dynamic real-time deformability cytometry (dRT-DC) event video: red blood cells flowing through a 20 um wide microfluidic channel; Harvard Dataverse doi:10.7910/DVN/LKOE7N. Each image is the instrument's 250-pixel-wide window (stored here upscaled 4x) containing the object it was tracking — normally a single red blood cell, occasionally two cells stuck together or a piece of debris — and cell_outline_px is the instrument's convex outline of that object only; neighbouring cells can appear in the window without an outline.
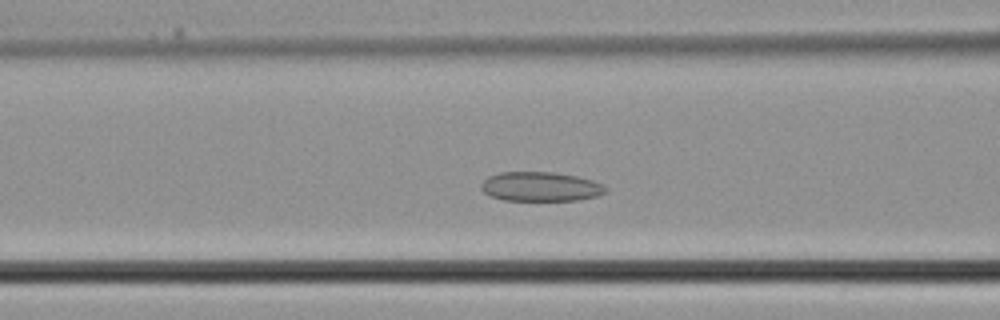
{"species": "common noctule bat (a hibernating species)", "species_latin": "Nyctalus noctula", "temperature_condition": "cold", "stored_images_in_passage": 34, "camera_frame_rate_fps": 3000, "um_per_image_px": 0.085, "animal": {"sex": "male", "body_mass_g": 21.5, "forearm_length_mm": 52.0}, "frame": {"image": 1, "passage_image": 11, "time_ms": 3.333, "image_size_px": [1000, 320], "cell_outline_px": [[608, 192], [596, 196], [576, 200], [504, 200], [492, 196], [484, 192], [480, 188], [480, 184], [488, 176], [500, 172], [556, 172], [576, 176], [592, 180], [604, 184], [608, 188]], "centroid_in_image_um": [45.97, 15.85], "position_along_channel_um": 120.6, "area_um2": 21.39}}
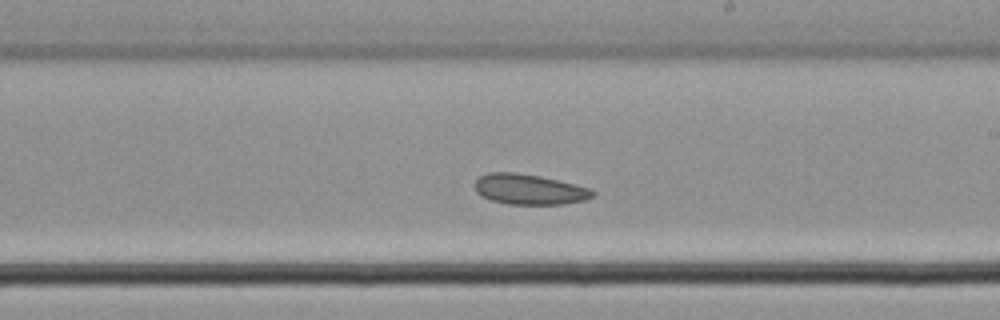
{"frame": {"image": 2, "passage_image": 18, "time_ms": 5.667, "image_size_px": [1000, 320], "cell_outline_px": [[596, 196], [584, 200], [560, 204], [508, 204], [492, 200], [480, 196], [476, 192], [476, 180], [480, 176], [488, 172], [516, 172], [540, 176], [588, 188], [596, 192]], "centroid_in_image_um": [44.97, 16.09], "position_along_channel_um": 244.0, "area_um2": 20.69}}
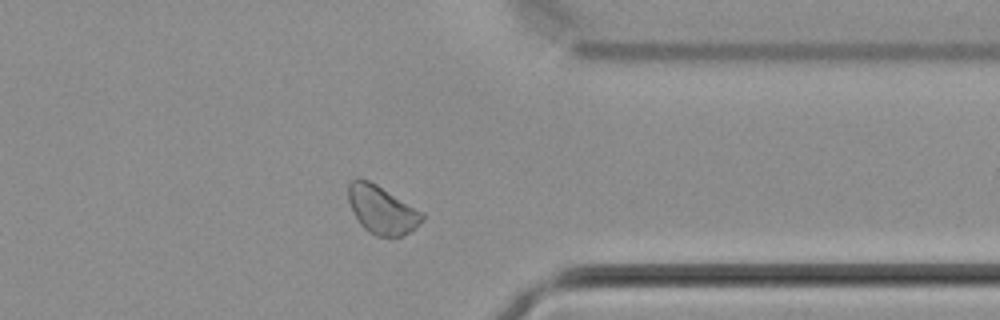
{"frame": {"image": 3, "passage_image": 26, "time_ms": 8.333, "image_size_px": [1000, 320], "cell_outline_px": [[424, 220], [416, 228], [400, 236], [376, 236], [368, 232], [360, 224], [352, 212], [348, 200], [348, 184], [356, 176], [368, 180], [376, 184], [424, 212]], "centroid_in_image_um": [32.45, 17.82], "position_along_channel_um": 379.0, "area_um2": 20.92}}